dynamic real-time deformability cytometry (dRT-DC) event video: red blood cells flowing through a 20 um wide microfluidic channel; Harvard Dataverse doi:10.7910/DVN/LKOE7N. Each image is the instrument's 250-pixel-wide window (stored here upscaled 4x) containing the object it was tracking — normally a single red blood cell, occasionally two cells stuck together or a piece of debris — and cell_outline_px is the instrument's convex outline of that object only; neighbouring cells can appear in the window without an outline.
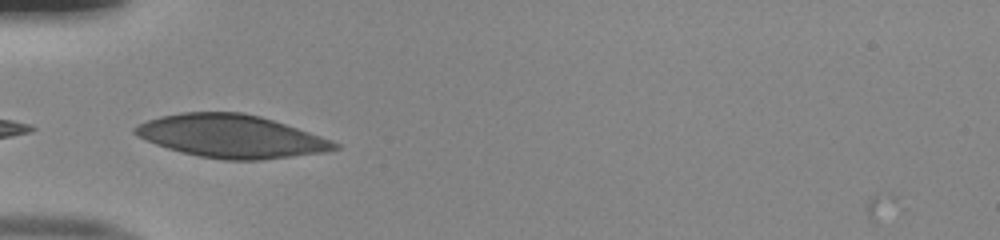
{"species": "human", "species_latin": "Homo sapiens", "temperature_condition": "room temperature", "stored_images_in_passage": 35, "camera_frame_rate_fps": 3000, "um_per_image_px": 0.085, "donor": {"sex": "male"}, "frame": {"image": 1, "passage_image": 1, "time_ms": 0.0, "image_size_px": [1000, 240], "cell_outline_px": [[340, 148], [324, 152], [260, 160], [224, 160], [200, 156], [180, 152], [156, 144], [136, 136], [132, 132], [132, 128], [148, 120], [160, 116], [180, 112], [244, 112], [260, 116], [332, 140], [340, 144]], "centroid_in_image_um": [19.62, 11.58], "position_along_channel_um": 65.4, "area_um2": 49.71}}
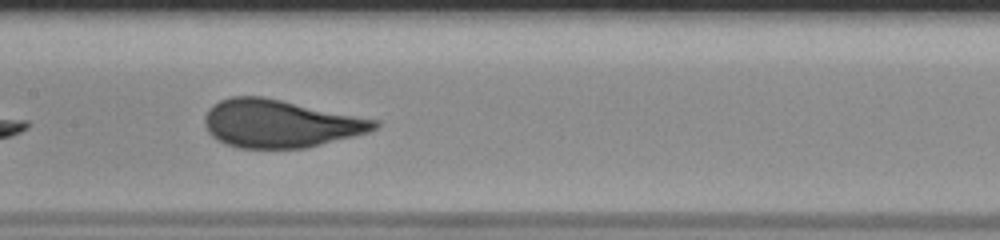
{"frame": {"image": 2, "passage_image": 10, "time_ms": 3.0, "image_size_px": [1000, 240], "cell_outline_px": [[380, 124], [376, 128], [368, 132], [304, 148], [240, 148], [228, 144], [212, 136], [208, 132], [204, 124], [204, 116], [208, 108], [212, 104], [220, 100], [232, 96], [264, 96], [380, 120]], "centroid_in_image_um": [23.79, 10.48], "position_along_channel_um": 183.6, "area_um2": 47.34}}
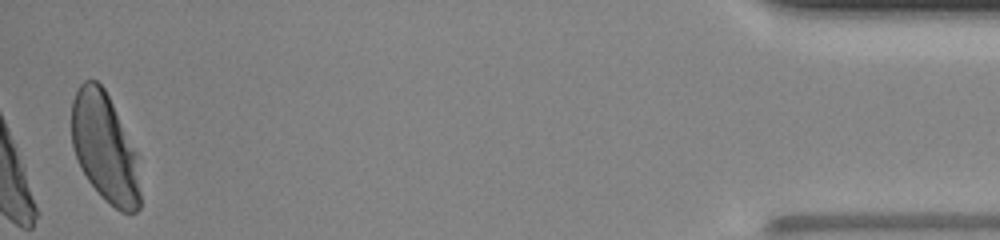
{"frame": {"image": 3, "passage_image": 34, "time_ms": 11.0, "image_size_px": [1000, 240], "cell_outline_px": [[140, 208], [136, 212], [120, 212], [104, 200], [100, 196], [88, 180], [76, 156], [72, 144], [72, 100], [80, 84], [84, 80], [96, 80], [104, 88], [136, 152], [140, 192]], "centroid_in_image_um": [8.9, 12.58], "position_along_channel_um": 426.3, "area_um2": 43.12}, "authors_computed_cell_mechanics": {"area_um2": 47.0492, "velocity_mm_per_s": 4.0163, "shape_relaxation_time_tau1_ms": 4.3186, "shape_relaxation_time_tau2_ms": null, "deformation_change_tau1": 0.1621, "deformation_change_tau2": null}}